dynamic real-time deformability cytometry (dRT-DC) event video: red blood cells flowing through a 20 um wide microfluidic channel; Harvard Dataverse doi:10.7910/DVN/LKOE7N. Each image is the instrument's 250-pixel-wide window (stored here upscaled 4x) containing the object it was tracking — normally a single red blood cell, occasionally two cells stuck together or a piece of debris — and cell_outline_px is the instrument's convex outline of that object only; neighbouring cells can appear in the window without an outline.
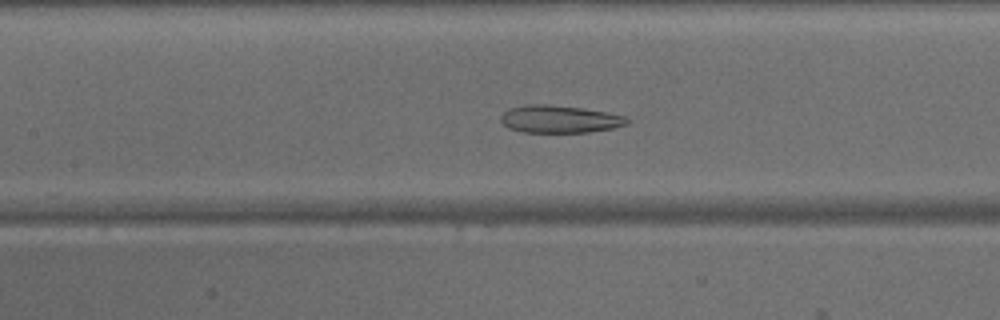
{"species": "common noctule bat (a hibernating species)", "species_latin": "Nyctalus noctula", "temperature_condition": "warm", "stored_images_in_passage": 40, "camera_frame_rate_fps": 3000, "um_per_image_px": 0.085, "animal": {"sex": "male", "body_mass_g": 15.6}, "frame": {"image": 1, "passage_image": 14, "time_ms": 4.333, "image_size_px": [1000, 320], "cell_outline_px": [[628, 124], [612, 128], [588, 132], [524, 132], [508, 128], [500, 120], [500, 116], [504, 112], [512, 108], [528, 104], [548, 104], [580, 108], [604, 112], [624, 116], [628, 120]], "centroid_in_image_um": [47.53, 10.13], "position_along_channel_um": 159.9, "area_um2": 19.94}}
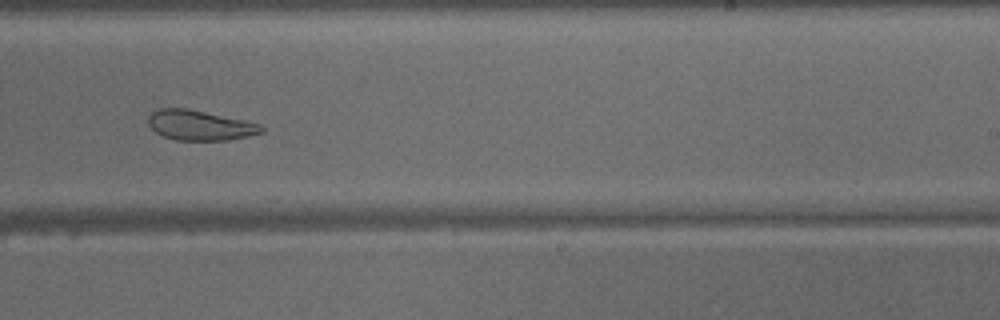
{"frame": {"image": 2, "passage_image": 22, "time_ms": 7.0, "image_size_px": [1000, 320], "cell_outline_px": [[268, 128], [264, 132], [248, 136], [228, 140], [176, 140], [164, 136], [156, 132], [148, 124], [148, 116], [152, 112], [160, 108], [184, 108], [248, 120], [260, 124]], "centroid_in_image_um": [17.05, 10.65], "position_along_channel_um": 271.9, "area_um2": 19.94}}
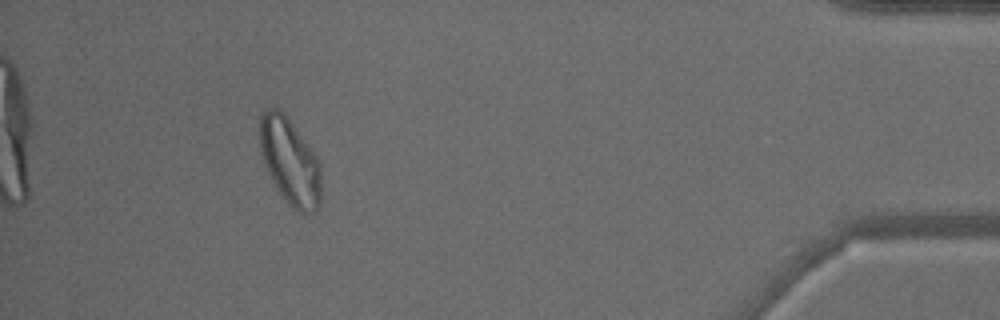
{"frame": {"image": 3, "passage_image": 36, "time_ms": 11.667, "image_size_px": [1000, 320], "cell_outline_px": [[320, 204], [316, 212], [300, 212], [288, 204], [272, 180], [264, 164], [260, 152], [260, 112], [264, 108], [276, 108], [284, 112], [312, 148], [320, 164]], "centroid_in_image_um": [24.64, 13.68], "position_along_channel_um": 410.6, "area_um2": 31.04}}